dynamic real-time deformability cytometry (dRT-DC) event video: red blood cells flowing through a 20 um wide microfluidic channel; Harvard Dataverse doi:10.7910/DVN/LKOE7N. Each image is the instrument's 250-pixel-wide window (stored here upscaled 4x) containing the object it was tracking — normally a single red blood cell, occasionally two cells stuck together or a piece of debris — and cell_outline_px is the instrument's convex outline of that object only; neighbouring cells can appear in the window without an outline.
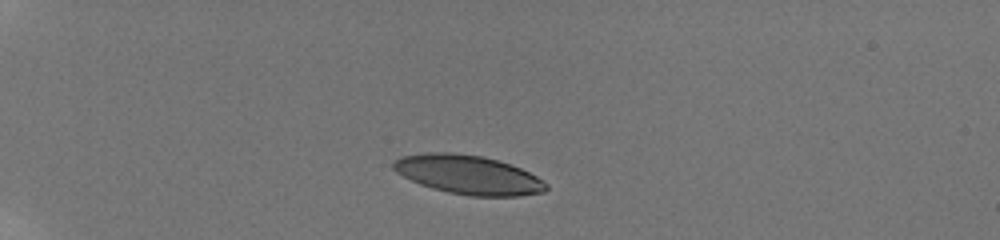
{"species": "human", "species_latin": "Homo sapiens", "temperature_condition": "room temperature", "stored_images_in_passage": 41, "camera_frame_rate_fps": 3000, "um_per_image_px": 0.085, "donor": {"sex": "male"}, "frame": {"image": 1, "passage_image": 1, "time_ms": 0.0, "image_size_px": [1000, 240], "cell_outline_px": [[548, 188], [544, 192], [520, 196], [472, 196], [448, 192], [432, 188], [420, 184], [396, 172], [392, 168], [392, 160], [400, 156], [428, 152], [452, 152], [484, 156], [520, 168], [536, 176], [548, 184]], "centroid_in_image_um": [39.78, 14.84], "position_along_channel_um": 45.2, "area_um2": 34.74}}
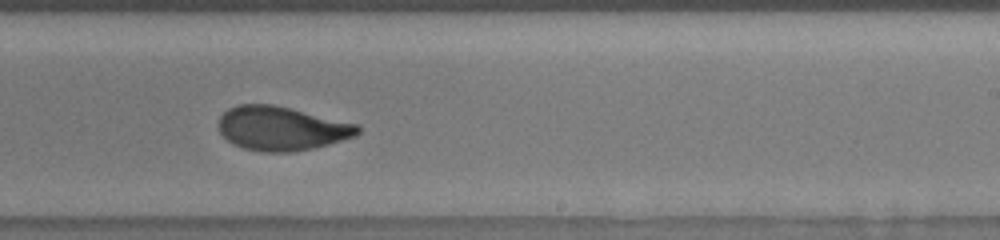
{"frame": {"image": 2, "passage_image": 23, "time_ms": 7.333, "image_size_px": [1000, 240], "cell_outline_px": [[360, 132], [356, 136], [316, 148], [292, 152], [264, 152], [244, 148], [232, 144], [220, 132], [220, 116], [228, 108], [240, 104], [272, 104], [356, 124], [360, 128]], "centroid_in_image_um": [23.93, 10.93], "position_along_channel_um": 265.1, "area_um2": 35.43}}
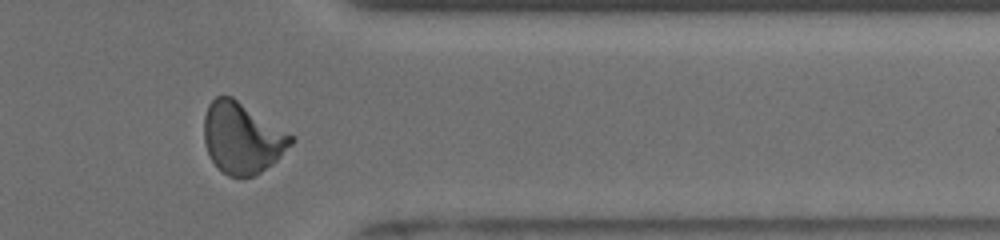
{"frame": {"image": 3, "passage_image": 33, "time_ms": 10.667, "image_size_px": [1000, 240], "cell_outline_px": [[296, 140], [272, 164], [260, 172], [252, 176], [228, 176], [212, 160], [204, 144], [204, 116], [208, 104], [216, 96], [232, 96], [296, 136]], "centroid_in_image_um": [20.6, 11.69], "position_along_channel_um": 390.8, "area_um2": 36.01}, "authors_computed_cell_mechanics": {"area_um2": 35.4892, "velocity_mm_per_s": 3.8609, "shape_relaxation_time_tau1_ms": 5.6198, "shape_relaxation_time_tau2_ms": 1.2881, "deformation_change_tau1": 0.214, "deformation_change_tau2": 0.0706}}